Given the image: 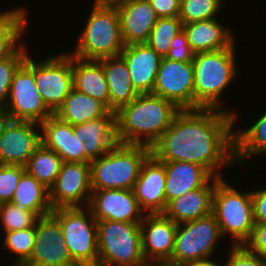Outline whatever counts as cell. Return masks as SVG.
Segmentation results:
<instances>
[{
  "label": "cell",
  "instance_id": "cell-7",
  "mask_svg": "<svg viewBox=\"0 0 266 266\" xmlns=\"http://www.w3.org/2000/svg\"><path fill=\"white\" fill-rule=\"evenodd\" d=\"M98 266H145L140 223L97 221Z\"/></svg>",
  "mask_w": 266,
  "mask_h": 266
},
{
  "label": "cell",
  "instance_id": "cell-8",
  "mask_svg": "<svg viewBox=\"0 0 266 266\" xmlns=\"http://www.w3.org/2000/svg\"><path fill=\"white\" fill-rule=\"evenodd\" d=\"M86 208L59 207L50 214L59 222L71 259L78 266H98L97 220Z\"/></svg>",
  "mask_w": 266,
  "mask_h": 266
},
{
  "label": "cell",
  "instance_id": "cell-33",
  "mask_svg": "<svg viewBox=\"0 0 266 266\" xmlns=\"http://www.w3.org/2000/svg\"><path fill=\"white\" fill-rule=\"evenodd\" d=\"M182 30L183 23L179 16L158 18L145 43L161 57H166L169 53L171 42Z\"/></svg>",
  "mask_w": 266,
  "mask_h": 266
},
{
  "label": "cell",
  "instance_id": "cell-38",
  "mask_svg": "<svg viewBox=\"0 0 266 266\" xmlns=\"http://www.w3.org/2000/svg\"><path fill=\"white\" fill-rule=\"evenodd\" d=\"M25 171L23 165L0 164V201L2 203L11 201Z\"/></svg>",
  "mask_w": 266,
  "mask_h": 266
},
{
  "label": "cell",
  "instance_id": "cell-18",
  "mask_svg": "<svg viewBox=\"0 0 266 266\" xmlns=\"http://www.w3.org/2000/svg\"><path fill=\"white\" fill-rule=\"evenodd\" d=\"M166 171L162 162L151 154L141 165L133 192L145 214L163 213L166 208Z\"/></svg>",
  "mask_w": 266,
  "mask_h": 266
},
{
  "label": "cell",
  "instance_id": "cell-17",
  "mask_svg": "<svg viewBox=\"0 0 266 266\" xmlns=\"http://www.w3.org/2000/svg\"><path fill=\"white\" fill-rule=\"evenodd\" d=\"M40 123L14 120L0 134V164L25 166L29 157L41 144V129L35 130Z\"/></svg>",
  "mask_w": 266,
  "mask_h": 266
},
{
  "label": "cell",
  "instance_id": "cell-20",
  "mask_svg": "<svg viewBox=\"0 0 266 266\" xmlns=\"http://www.w3.org/2000/svg\"><path fill=\"white\" fill-rule=\"evenodd\" d=\"M114 4L124 44L145 43L158 19L149 1L119 0Z\"/></svg>",
  "mask_w": 266,
  "mask_h": 266
},
{
  "label": "cell",
  "instance_id": "cell-42",
  "mask_svg": "<svg viewBox=\"0 0 266 266\" xmlns=\"http://www.w3.org/2000/svg\"><path fill=\"white\" fill-rule=\"evenodd\" d=\"M158 18L177 17L181 0H148Z\"/></svg>",
  "mask_w": 266,
  "mask_h": 266
},
{
  "label": "cell",
  "instance_id": "cell-6",
  "mask_svg": "<svg viewBox=\"0 0 266 266\" xmlns=\"http://www.w3.org/2000/svg\"><path fill=\"white\" fill-rule=\"evenodd\" d=\"M212 213L221 235L231 234V245H244L250 239L255 226L251 192L241 193L220 178L213 191Z\"/></svg>",
  "mask_w": 266,
  "mask_h": 266
},
{
  "label": "cell",
  "instance_id": "cell-46",
  "mask_svg": "<svg viewBox=\"0 0 266 266\" xmlns=\"http://www.w3.org/2000/svg\"><path fill=\"white\" fill-rule=\"evenodd\" d=\"M119 0H94V3H102V4H114Z\"/></svg>",
  "mask_w": 266,
  "mask_h": 266
},
{
  "label": "cell",
  "instance_id": "cell-34",
  "mask_svg": "<svg viewBox=\"0 0 266 266\" xmlns=\"http://www.w3.org/2000/svg\"><path fill=\"white\" fill-rule=\"evenodd\" d=\"M4 238L2 245L17 256L11 266H22L31 256L35 243V227L4 232Z\"/></svg>",
  "mask_w": 266,
  "mask_h": 266
},
{
  "label": "cell",
  "instance_id": "cell-12",
  "mask_svg": "<svg viewBox=\"0 0 266 266\" xmlns=\"http://www.w3.org/2000/svg\"><path fill=\"white\" fill-rule=\"evenodd\" d=\"M152 94L174 103L180 110H194L193 62L162 57Z\"/></svg>",
  "mask_w": 266,
  "mask_h": 266
},
{
  "label": "cell",
  "instance_id": "cell-21",
  "mask_svg": "<svg viewBox=\"0 0 266 266\" xmlns=\"http://www.w3.org/2000/svg\"><path fill=\"white\" fill-rule=\"evenodd\" d=\"M124 58L133 87L139 94L152 93L162 57L146 43L125 45Z\"/></svg>",
  "mask_w": 266,
  "mask_h": 266
},
{
  "label": "cell",
  "instance_id": "cell-44",
  "mask_svg": "<svg viewBox=\"0 0 266 266\" xmlns=\"http://www.w3.org/2000/svg\"><path fill=\"white\" fill-rule=\"evenodd\" d=\"M13 121L14 119L7 114L5 109L0 108V134H2Z\"/></svg>",
  "mask_w": 266,
  "mask_h": 266
},
{
  "label": "cell",
  "instance_id": "cell-26",
  "mask_svg": "<svg viewBox=\"0 0 266 266\" xmlns=\"http://www.w3.org/2000/svg\"><path fill=\"white\" fill-rule=\"evenodd\" d=\"M102 64L109 89V110L117 112L139 93L133 87L128 66L121 55L98 60Z\"/></svg>",
  "mask_w": 266,
  "mask_h": 266
},
{
  "label": "cell",
  "instance_id": "cell-14",
  "mask_svg": "<svg viewBox=\"0 0 266 266\" xmlns=\"http://www.w3.org/2000/svg\"><path fill=\"white\" fill-rule=\"evenodd\" d=\"M22 266H78L71 259L59 222L51 214L36 222L34 247Z\"/></svg>",
  "mask_w": 266,
  "mask_h": 266
},
{
  "label": "cell",
  "instance_id": "cell-47",
  "mask_svg": "<svg viewBox=\"0 0 266 266\" xmlns=\"http://www.w3.org/2000/svg\"><path fill=\"white\" fill-rule=\"evenodd\" d=\"M145 266H167V263H159V264H147Z\"/></svg>",
  "mask_w": 266,
  "mask_h": 266
},
{
  "label": "cell",
  "instance_id": "cell-13",
  "mask_svg": "<svg viewBox=\"0 0 266 266\" xmlns=\"http://www.w3.org/2000/svg\"><path fill=\"white\" fill-rule=\"evenodd\" d=\"M90 163L62 162L55 183L49 189L52 209L88 206L91 197Z\"/></svg>",
  "mask_w": 266,
  "mask_h": 266
},
{
  "label": "cell",
  "instance_id": "cell-11",
  "mask_svg": "<svg viewBox=\"0 0 266 266\" xmlns=\"http://www.w3.org/2000/svg\"><path fill=\"white\" fill-rule=\"evenodd\" d=\"M5 111L14 120L41 123L54 113L45 105L34 72L23 63L15 72Z\"/></svg>",
  "mask_w": 266,
  "mask_h": 266
},
{
  "label": "cell",
  "instance_id": "cell-22",
  "mask_svg": "<svg viewBox=\"0 0 266 266\" xmlns=\"http://www.w3.org/2000/svg\"><path fill=\"white\" fill-rule=\"evenodd\" d=\"M219 179L213 176L203 187L170 200L163 214L176 224H181L212 213L213 191Z\"/></svg>",
  "mask_w": 266,
  "mask_h": 266
},
{
  "label": "cell",
  "instance_id": "cell-5",
  "mask_svg": "<svg viewBox=\"0 0 266 266\" xmlns=\"http://www.w3.org/2000/svg\"><path fill=\"white\" fill-rule=\"evenodd\" d=\"M149 155L147 146L117 143L90 161L91 189L133 190L141 165Z\"/></svg>",
  "mask_w": 266,
  "mask_h": 266
},
{
  "label": "cell",
  "instance_id": "cell-24",
  "mask_svg": "<svg viewBox=\"0 0 266 266\" xmlns=\"http://www.w3.org/2000/svg\"><path fill=\"white\" fill-rule=\"evenodd\" d=\"M223 26L217 18L183 24L191 51L196 54L230 48L235 35Z\"/></svg>",
  "mask_w": 266,
  "mask_h": 266
},
{
  "label": "cell",
  "instance_id": "cell-28",
  "mask_svg": "<svg viewBox=\"0 0 266 266\" xmlns=\"http://www.w3.org/2000/svg\"><path fill=\"white\" fill-rule=\"evenodd\" d=\"M109 112L110 110L102 102L73 88L54 115L74 126L104 117Z\"/></svg>",
  "mask_w": 266,
  "mask_h": 266
},
{
  "label": "cell",
  "instance_id": "cell-41",
  "mask_svg": "<svg viewBox=\"0 0 266 266\" xmlns=\"http://www.w3.org/2000/svg\"><path fill=\"white\" fill-rule=\"evenodd\" d=\"M244 246L251 253L266 259V223H255L252 235Z\"/></svg>",
  "mask_w": 266,
  "mask_h": 266
},
{
  "label": "cell",
  "instance_id": "cell-15",
  "mask_svg": "<svg viewBox=\"0 0 266 266\" xmlns=\"http://www.w3.org/2000/svg\"><path fill=\"white\" fill-rule=\"evenodd\" d=\"M87 207L97 221L140 223L145 215L139 207L133 190H92Z\"/></svg>",
  "mask_w": 266,
  "mask_h": 266
},
{
  "label": "cell",
  "instance_id": "cell-16",
  "mask_svg": "<svg viewBox=\"0 0 266 266\" xmlns=\"http://www.w3.org/2000/svg\"><path fill=\"white\" fill-rule=\"evenodd\" d=\"M140 229L147 264L167 263L171 259L177 224L163 213L145 214Z\"/></svg>",
  "mask_w": 266,
  "mask_h": 266
},
{
  "label": "cell",
  "instance_id": "cell-25",
  "mask_svg": "<svg viewBox=\"0 0 266 266\" xmlns=\"http://www.w3.org/2000/svg\"><path fill=\"white\" fill-rule=\"evenodd\" d=\"M162 163L166 171V205L174 198L203 187L213 177L205 167L195 163L184 161Z\"/></svg>",
  "mask_w": 266,
  "mask_h": 266
},
{
  "label": "cell",
  "instance_id": "cell-19",
  "mask_svg": "<svg viewBox=\"0 0 266 266\" xmlns=\"http://www.w3.org/2000/svg\"><path fill=\"white\" fill-rule=\"evenodd\" d=\"M41 129V143L56 152L62 162L90 163L84 154L85 144L74 135V127L60 120L54 114L38 125Z\"/></svg>",
  "mask_w": 266,
  "mask_h": 266
},
{
  "label": "cell",
  "instance_id": "cell-9",
  "mask_svg": "<svg viewBox=\"0 0 266 266\" xmlns=\"http://www.w3.org/2000/svg\"><path fill=\"white\" fill-rule=\"evenodd\" d=\"M221 237L213 213L177 224L171 259L167 263L182 265L186 262L211 258Z\"/></svg>",
  "mask_w": 266,
  "mask_h": 266
},
{
  "label": "cell",
  "instance_id": "cell-3",
  "mask_svg": "<svg viewBox=\"0 0 266 266\" xmlns=\"http://www.w3.org/2000/svg\"><path fill=\"white\" fill-rule=\"evenodd\" d=\"M235 43L224 50L196 53L193 56L194 110L221 108V95L234 81L238 69Z\"/></svg>",
  "mask_w": 266,
  "mask_h": 266
},
{
  "label": "cell",
  "instance_id": "cell-43",
  "mask_svg": "<svg viewBox=\"0 0 266 266\" xmlns=\"http://www.w3.org/2000/svg\"><path fill=\"white\" fill-rule=\"evenodd\" d=\"M255 223H266V189L251 192Z\"/></svg>",
  "mask_w": 266,
  "mask_h": 266
},
{
  "label": "cell",
  "instance_id": "cell-1",
  "mask_svg": "<svg viewBox=\"0 0 266 266\" xmlns=\"http://www.w3.org/2000/svg\"><path fill=\"white\" fill-rule=\"evenodd\" d=\"M236 120V113L229 110H181L151 146L150 154L160 162L195 163L222 178L221 169L235 163Z\"/></svg>",
  "mask_w": 266,
  "mask_h": 266
},
{
  "label": "cell",
  "instance_id": "cell-31",
  "mask_svg": "<svg viewBox=\"0 0 266 266\" xmlns=\"http://www.w3.org/2000/svg\"><path fill=\"white\" fill-rule=\"evenodd\" d=\"M235 162L266 154V112L246 130L234 132Z\"/></svg>",
  "mask_w": 266,
  "mask_h": 266
},
{
  "label": "cell",
  "instance_id": "cell-29",
  "mask_svg": "<svg viewBox=\"0 0 266 266\" xmlns=\"http://www.w3.org/2000/svg\"><path fill=\"white\" fill-rule=\"evenodd\" d=\"M10 202L18 209L32 211L39 217L49 215L53 210L49 189L27 171L22 174Z\"/></svg>",
  "mask_w": 266,
  "mask_h": 266
},
{
  "label": "cell",
  "instance_id": "cell-27",
  "mask_svg": "<svg viewBox=\"0 0 266 266\" xmlns=\"http://www.w3.org/2000/svg\"><path fill=\"white\" fill-rule=\"evenodd\" d=\"M74 89L102 102L109 109V89L102 68L97 60H83L72 55Z\"/></svg>",
  "mask_w": 266,
  "mask_h": 266
},
{
  "label": "cell",
  "instance_id": "cell-40",
  "mask_svg": "<svg viewBox=\"0 0 266 266\" xmlns=\"http://www.w3.org/2000/svg\"><path fill=\"white\" fill-rule=\"evenodd\" d=\"M194 53L191 51L185 32H179L171 42L169 53L166 58L179 61L190 62Z\"/></svg>",
  "mask_w": 266,
  "mask_h": 266
},
{
  "label": "cell",
  "instance_id": "cell-23",
  "mask_svg": "<svg viewBox=\"0 0 266 266\" xmlns=\"http://www.w3.org/2000/svg\"><path fill=\"white\" fill-rule=\"evenodd\" d=\"M73 127L74 135L83 140L85 144L84 154L90 161L104 155L118 143L116 113L113 111L104 117Z\"/></svg>",
  "mask_w": 266,
  "mask_h": 266
},
{
  "label": "cell",
  "instance_id": "cell-37",
  "mask_svg": "<svg viewBox=\"0 0 266 266\" xmlns=\"http://www.w3.org/2000/svg\"><path fill=\"white\" fill-rule=\"evenodd\" d=\"M39 218L36 213L22 211L11 202L3 203L0 209V222L5 232L35 227Z\"/></svg>",
  "mask_w": 266,
  "mask_h": 266
},
{
  "label": "cell",
  "instance_id": "cell-35",
  "mask_svg": "<svg viewBox=\"0 0 266 266\" xmlns=\"http://www.w3.org/2000/svg\"><path fill=\"white\" fill-rule=\"evenodd\" d=\"M222 0H181L179 18L183 24L216 18Z\"/></svg>",
  "mask_w": 266,
  "mask_h": 266
},
{
  "label": "cell",
  "instance_id": "cell-30",
  "mask_svg": "<svg viewBox=\"0 0 266 266\" xmlns=\"http://www.w3.org/2000/svg\"><path fill=\"white\" fill-rule=\"evenodd\" d=\"M26 12L24 7L0 12V60L10 57L22 45L18 41L26 32Z\"/></svg>",
  "mask_w": 266,
  "mask_h": 266
},
{
  "label": "cell",
  "instance_id": "cell-48",
  "mask_svg": "<svg viewBox=\"0 0 266 266\" xmlns=\"http://www.w3.org/2000/svg\"><path fill=\"white\" fill-rule=\"evenodd\" d=\"M167 266H180V265H173V264L167 263Z\"/></svg>",
  "mask_w": 266,
  "mask_h": 266
},
{
  "label": "cell",
  "instance_id": "cell-32",
  "mask_svg": "<svg viewBox=\"0 0 266 266\" xmlns=\"http://www.w3.org/2000/svg\"><path fill=\"white\" fill-rule=\"evenodd\" d=\"M61 164V157L41 143L29 157L25 170L50 189L60 172Z\"/></svg>",
  "mask_w": 266,
  "mask_h": 266
},
{
  "label": "cell",
  "instance_id": "cell-4",
  "mask_svg": "<svg viewBox=\"0 0 266 266\" xmlns=\"http://www.w3.org/2000/svg\"><path fill=\"white\" fill-rule=\"evenodd\" d=\"M71 55L83 60H100L120 55L124 49L120 19L115 4L94 3Z\"/></svg>",
  "mask_w": 266,
  "mask_h": 266
},
{
  "label": "cell",
  "instance_id": "cell-45",
  "mask_svg": "<svg viewBox=\"0 0 266 266\" xmlns=\"http://www.w3.org/2000/svg\"><path fill=\"white\" fill-rule=\"evenodd\" d=\"M180 266H219L217 261H214L213 259H203L198 261H191L186 262Z\"/></svg>",
  "mask_w": 266,
  "mask_h": 266
},
{
  "label": "cell",
  "instance_id": "cell-36",
  "mask_svg": "<svg viewBox=\"0 0 266 266\" xmlns=\"http://www.w3.org/2000/svg\"><path fill=\"white\" fill-rule=\"evenodd\" d=\"M24 43L8 58L0 60V108L5 109L15 72L24 63L28 53Z\"/></svg>",
  "mask_w": 266,
  "mask_h": 266
},
{
  "label": "cell",
  "instance_id": "cell-10",
  "mask_svg": "<svg viewBox=\"0 0 266 266\" xmlns=\"http://www.w3.org/2000/svg\"><path fill=\"white\" fill-rule=\"evenodd\" d=\"M24 63L34 72L37 89L45 105L55 113L74 88L70 51L40 62L34 61L28 54Z\"/></svg>",
  "mask_w": 266,
  "mask_h": 266
},
{
  "label": "cell",
  "instance_id": "cell-39",
  "mask_svg": "<svg viewBox=\"0 0 266 266\" xmlns=\"http://www.w3.org/2000/svg\"><path fill=\"white\" fill-rule=\"evenodd\" d=\"M230 248V255L224 266H266V259L251 253L244 245H232Z\"/></svg>",
  "mask_w": 266,
  "mask_h": 266
},
{
  "label": "cell",
  "instance_id": "cell-2",
  "mask_svg": "<svg viewBox=\"0 0 266 266\" xmlns=\"http://www.w3.org/2000/svg\"><path fill=\"white\" fill-rule=\"evenodd\" d=\"M180 111L174 103L160 96L139 94L115 112L118 143L151 148Z\"/></svg>",
  "mask_w": 266,
  "mask_h": 266
}]
</instances>
